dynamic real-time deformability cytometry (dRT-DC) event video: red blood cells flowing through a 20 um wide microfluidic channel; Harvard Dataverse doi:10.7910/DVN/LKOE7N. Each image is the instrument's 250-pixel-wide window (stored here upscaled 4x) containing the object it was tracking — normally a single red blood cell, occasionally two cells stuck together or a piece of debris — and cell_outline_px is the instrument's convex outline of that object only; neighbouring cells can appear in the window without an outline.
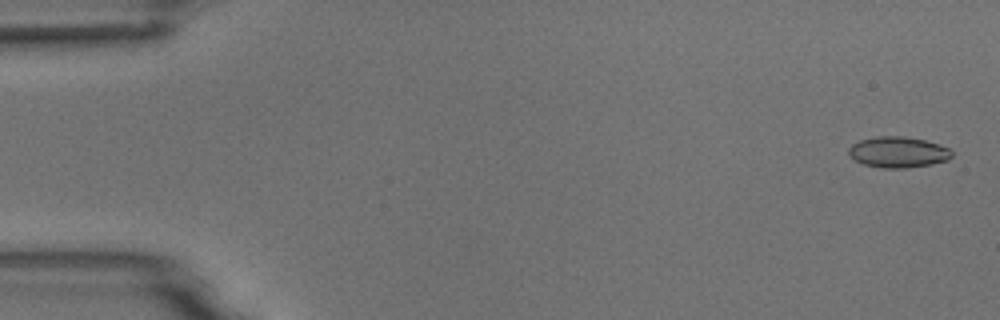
{"species": "common noctule bat (a hibernating species)", "species_latin": "Nyctalus noctula", "temperature_condition": "room temperature", "stored_images_in_passage": 5, "camera_frame_rate_fps": 3000, "um_per_image_px": 0.085, "animal": {"sex": "male", "body_mass_g": 18.8}, "frame": {"image": 1, "passage_image": 1, "time_ms": 0.0, "image_size_px": [1000, 320], "cell_outline_px": [[952, 156], [948, 160], [932, 164], [908, 168], [880, 168], [864, 164], [856, 160], [848, 152], [848, 148], [852, 144], [860, 140], [876, 136], [904, 136], [924, 140], [940, 144], [948, 148], [952, 152]], "centroid_in_image_um": [76.35, 12.93], "position_along_channel_um": 8.6, "area_um2": 18.61}}
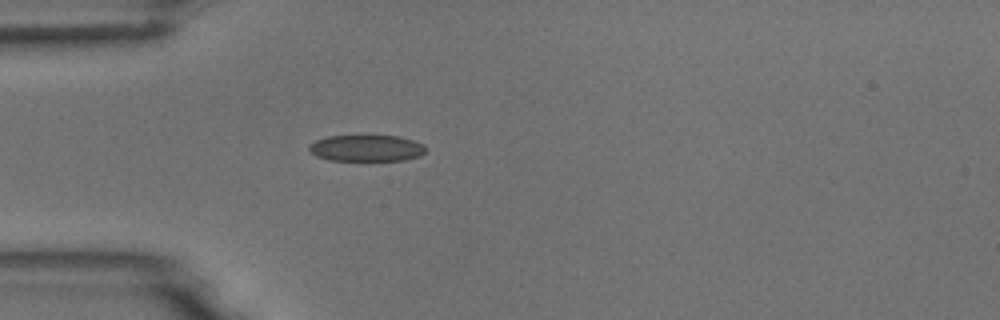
{"frame": {"image": 2, "passage_image": 5, "time_ms": 1.333, "image_size_px": [1000, 320], "cell_outline_px": [[428, 148], [420, 156], [404, 160], [328, 160], [316, 156], [308, 148], [308, 144], [316, 140], [328, 136], [400, 136], [424, 144]], "centroid_in_image_um": [31.16, 12.59], "position_along_channel_um": 53.8, "area_um2": 17.98}}